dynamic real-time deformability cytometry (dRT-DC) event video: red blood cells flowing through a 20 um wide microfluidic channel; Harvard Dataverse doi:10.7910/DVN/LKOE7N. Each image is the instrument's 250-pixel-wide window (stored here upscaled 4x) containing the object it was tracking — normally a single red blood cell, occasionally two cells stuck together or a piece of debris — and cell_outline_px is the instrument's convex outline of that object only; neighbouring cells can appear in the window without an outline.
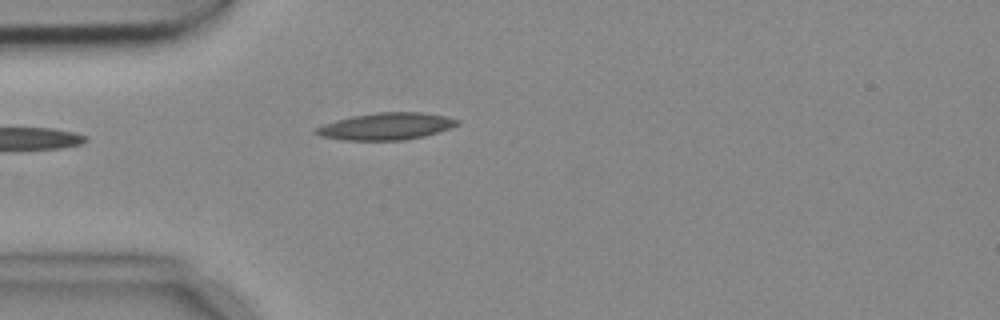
{"species": "common noctule bat (a hibernating species)", "species_latin": "Nyctalus noctula", "temperature_condition": "cold", "stored_images_in_passage": 3, "camera_frame_rate_fps": 3000, "um_per_image_px": 0.085, "animal": {"sex": "female", "body_mass_g": 18.4}, "frame": {"image": 1, "passage_image": 3, "time_ms": 0.667, "image_size_px": [1000, 320], "cell_outline_px": [[460, 124], [424, 136], [404, 140], [344, 140], [320, 136], [312, 132], [316, 128], [324, 124], [336, 120], [352, 116], [376, 112], [420, 112], [444, 116], [460, 120]], "centroid_in_image_um": [32.79, 10.73], "position_along_channel_um": 52.2, "area_um2": 22.08}}